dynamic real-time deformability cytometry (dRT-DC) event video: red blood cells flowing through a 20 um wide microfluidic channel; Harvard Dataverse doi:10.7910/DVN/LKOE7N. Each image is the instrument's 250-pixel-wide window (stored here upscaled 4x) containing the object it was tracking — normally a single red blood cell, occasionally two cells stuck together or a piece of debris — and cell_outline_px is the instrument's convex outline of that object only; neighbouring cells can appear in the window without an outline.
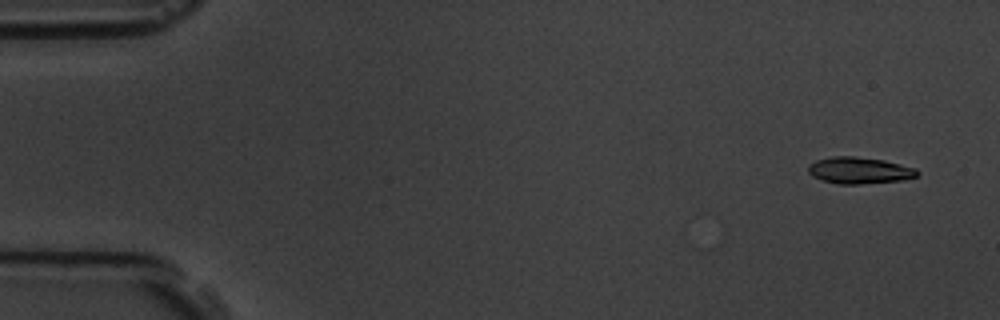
{"species": "common noctule bat (a hibernating species)", "species_latin": "Nyctalus noctula", "temperature_condition": "room temperature", "stored_images_in_passage": 57, "camera_frame_rate_fps": 3000, "um_per_image_px": 0.085, "animal": {"sex": "male", "body_mass_g": 19.5, "forearm_length_mm": 54.6}, "frame": {"image": 1, "passage_image": 3, "time_ms": 0.667, "image_size_px": [1000, 320], "cell_outline_px": [[920, 172], [916, 176], [904, 180], [860, 184], [836, 184], [820, 180], [812, 176], [808, 172], [808, 164], [816, 160], [832, 156], [852, 156], [884, 160], [916, 168]], "centroid_in_image_um": [73.02, 14.49], "position_along_channel_um": 12.0, "area_um2": 17.05}}
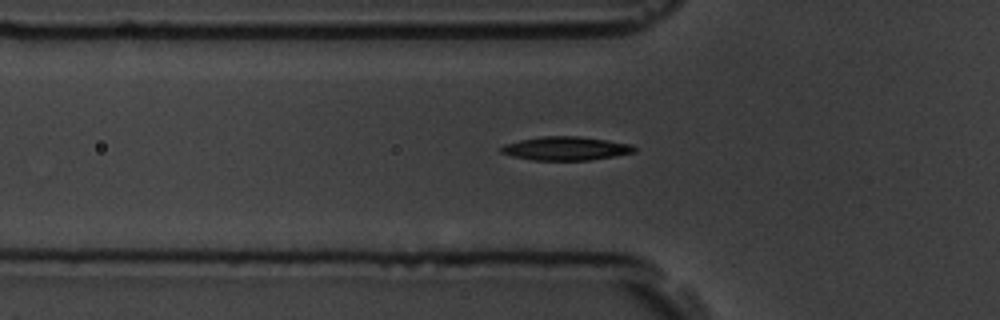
{"frame": {"image": 2, "passage_image": 19, "time_ms": 6.0, "image_size_px": [1000, 320], "cell_outline_px": [[636, 152], [588, 160], [532, 160], [512, 156], [500, 152], [500, 148], [504, 144], [520, 140], [544, 136], [580, 136], [632, 144], [636, 148]], "centroid_in_image_um": [48.08, 12.61], "position_along_channel_um": 77.7, "area_um2": 18.26}}
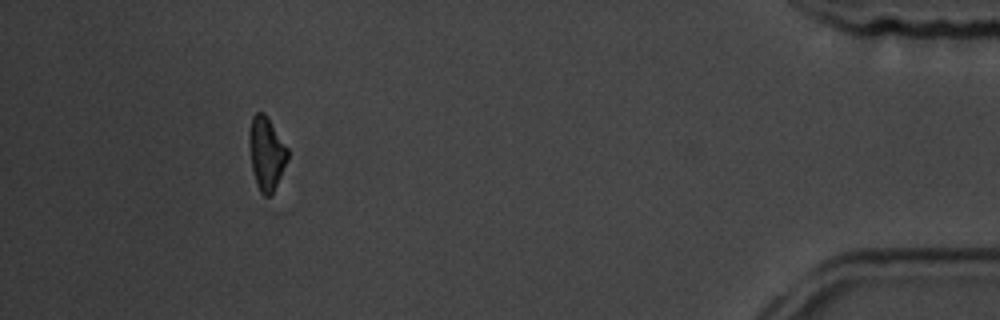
{"frame": {"image": 3, "passage_image": 52, "time_ms": 17.0, "image_size_px": [1000, 320], "cell_outline_px": [[288, 160], [272, 192], [268, 196], [264, 196], [260, 192], [256, 184], [252, 168], [248, 140], [248, 132], [252, 116], [256, 112], [264, 112], [288, 148]], "centroid_in_image_um": [22.62, 13.0], "position_along_channel_um": 412.6, "area_um2": 16.3}, "authors_computed_cell_mechanics": {"area_um2": 17.1666, "velocity_mm_per_s": 3.6019, "shape_relaxation_time_tau1_ms": 3.283, "shape_relaxation_time_tau2_ms": null, "deformation_change_tau1": 0.1286, "deformation_change_tau2": null}}